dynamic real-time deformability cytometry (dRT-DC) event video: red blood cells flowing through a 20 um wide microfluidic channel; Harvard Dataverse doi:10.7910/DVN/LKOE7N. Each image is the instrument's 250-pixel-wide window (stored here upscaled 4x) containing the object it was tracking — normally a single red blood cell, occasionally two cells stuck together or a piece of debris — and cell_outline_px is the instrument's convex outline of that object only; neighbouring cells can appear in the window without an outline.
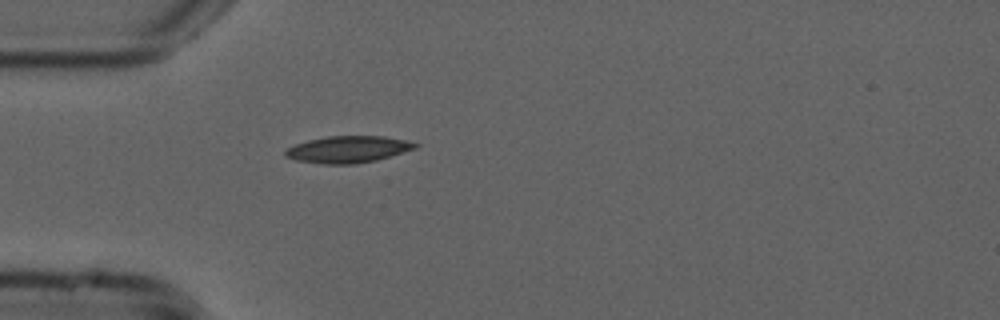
{"species": "common noctule bat (a hibernating species)", "species_latin": "Nyctalus noctula", "temperature_condition": "cold", "stored_images_in_passage": 11, "camera_frame_rate_fps": 3000, "um_per_image_px": 0.085, "animal": {"sex": "male", "forearm_length_mm": 52.5}, "frame": {"image": 1, "passage_image": 1, "time_ms": 0.0, "image_size_px": [1000, 320], "cell_outline_px": [[420, 144], [416, 148], [376, 160], [356, 164], [324, 164], [296, 160], [284, 156], [284, 152], [288, 148], [296, 144], [308, 140], [328, 136], [384, 136], [404, 140]], "centroid_in_image_um": [29.57, 12.7], "position_along_channel_um": 55.4, "area_um2": 20.11}}
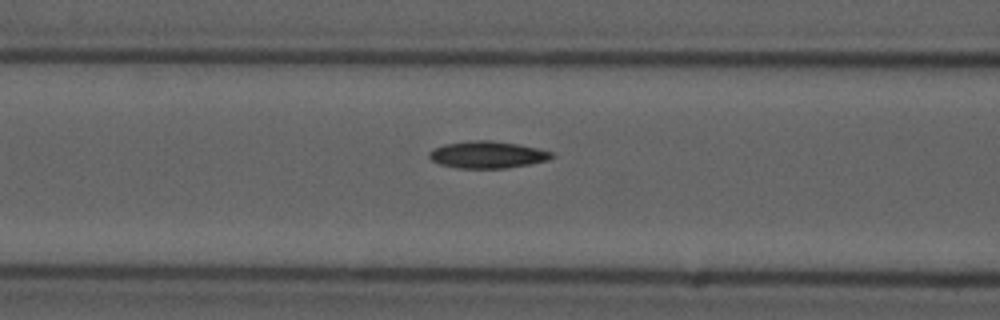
{"frame": {"image": 2, "passage_image": 7, "time_ms": 2.0, "image_size_px": [1000, 320], "cell_outline_px": [[556, 156], [548, 160], [528, 164], [504, 168], [456, 168], [440, 164], [432, 160], [428, 156], [428, 152], [432, 148], [444, 144], [472, 140], [492, 140], [516, 144], [536, 148], [552, 152]], "centroid_in_image_um": [41.39, 13.14], "position_along_channel_um": 125.2, "area_um2": 19.25}}
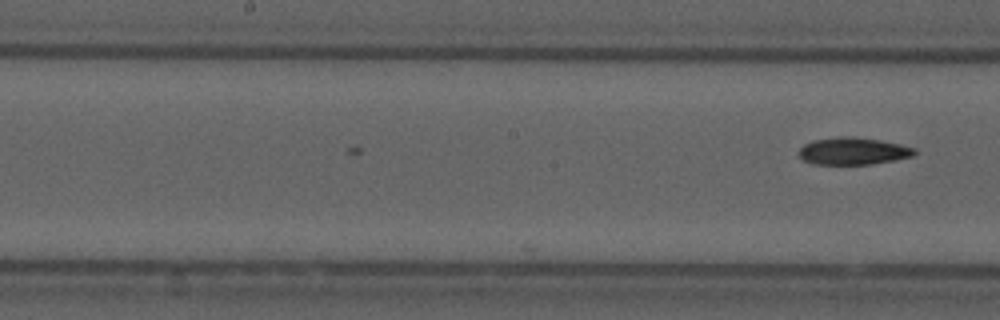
{"frame": {"image": 3, "passage_image": 11, "time_ms": 3.333, "image_size_px": [1000, 320], "cell_outline_px": [[916, 152], [912, 156], [872, 164], [812, 164], [804, 160], [800, 156], [800, 148], [804, 144], [812, 140], [844, 136], [852, 136], [880, 140], [900, 144], [916, 148]], "centroid_in_image_um": [72.51, 12.83], "position_along_channel_um": 175.7, "area_um2": 18.21}}